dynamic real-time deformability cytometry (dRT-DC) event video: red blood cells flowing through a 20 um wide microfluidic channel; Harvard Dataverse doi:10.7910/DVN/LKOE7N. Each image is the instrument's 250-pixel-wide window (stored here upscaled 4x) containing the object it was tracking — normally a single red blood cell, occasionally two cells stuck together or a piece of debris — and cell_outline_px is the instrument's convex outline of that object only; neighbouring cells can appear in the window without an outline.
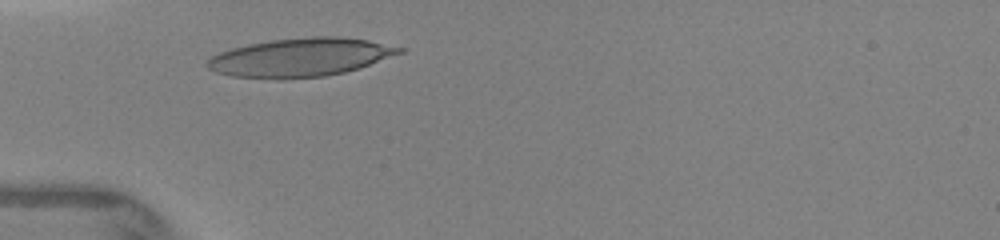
{"species": "human", "species_latin": "Homo sapiens", "temperature_condition": "warm", "stored_images_in_passage": 9, "camera_frame_rate_fps": 3000, "um_per_image_px": 0.085, "donor": {"sex": "female"}, "frame": {"image": 1, "passage_image": 3, "time_ms": 1.0, "image_size_px": [1000, 240], "cell_outline_px": [[408, 48], [404, 52], [360, 68], [344, 72], [324, 76], [232, 76], [216, 72], [208, 68], [204, 64], [212, 56], [220, 52], [232, 48], [248, 44], [272, 40], [312, 36], [340, 36], [368, 40]], "centroid_in_image_um": [25.62, 4.83], "position_along_channel_um": 59.4, "area_um2": 42.14}}
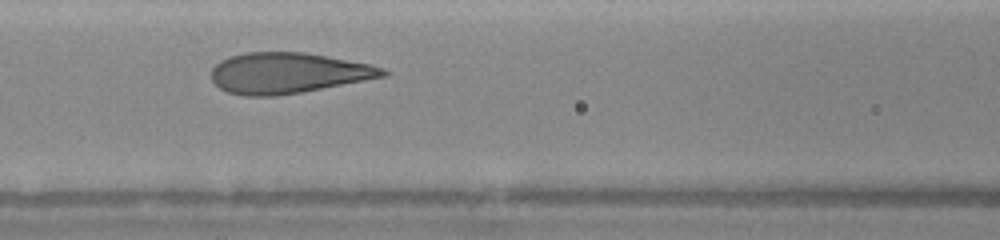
{"frame": {"image": 2, "passage_image": 6, "time_ms": 3.0, "image_size_px": [1000, 240], "cell_outline_px": [[388, 76], [300, 92], [276, 96], [244, 96], [228, 92], [220, 88], [212, 80], [212, 68], [220, 60], [228, 56], [244, 52], [304, 52], [368, 64], [384, 68], [388, 72]], "centroid_in_image_um": [24.44, 6.2], "position_along_channel_um": 142.2, "area_um2": 40.52}}
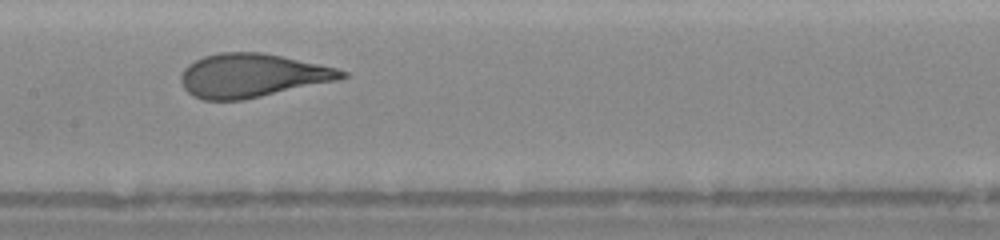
{"frame": {"image": 3, "passage_image": 8, "time_ms": 4.0, "image_size_px": [1000, 240], "cell_outline_px": [[348, 76], [340, 80], [244, 100], [204, 100], [192, 96], [184, 88], [180, 80], [180, 76], [184, 68], [188, 64], [204, 56], [220, 52], [260, 52], [280, 56], [336, 68], [348, 72]], "centroid_in_image_um": [21.42, 6.43], "position_along_channel_um": 186.0, "area_um2": 40.92}}